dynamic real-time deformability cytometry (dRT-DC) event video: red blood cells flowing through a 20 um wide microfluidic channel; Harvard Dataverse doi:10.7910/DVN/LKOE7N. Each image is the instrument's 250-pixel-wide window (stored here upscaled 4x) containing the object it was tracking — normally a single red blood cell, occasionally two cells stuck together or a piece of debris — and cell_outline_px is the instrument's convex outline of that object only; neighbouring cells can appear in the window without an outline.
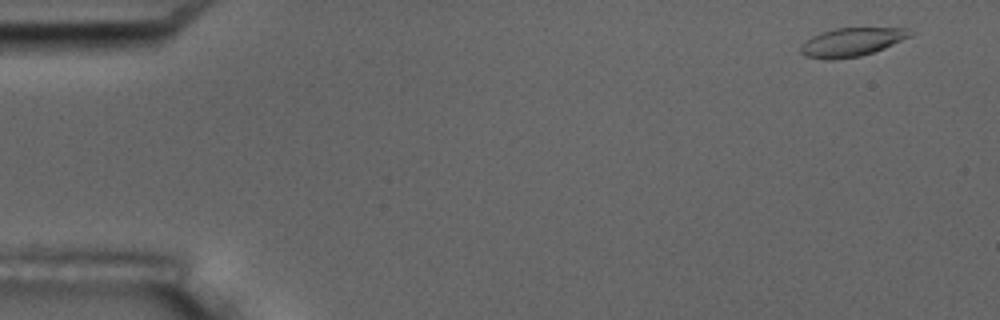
{"species": "common noctule bat (a hibernating species)", "species_latin": "Nyctalus noctula", "temperature_condition": "room temperature", "stored_images_in_passage": 6, "camera_frame_rate_fps": 3000, "um_per_image_px": 0.085, "animal": {"sex": "male", "body_mass_g": 17.5, "forearm_length_mm": 52.3}, "frame": {"image": 1, "passage_image": 1, "time_ms": 0.0, "image_size_px": [1000, 320], "cell_outline_px": [[916, 32], [912, 36], [884, 48], [860, 56], [832, 60], [804, 56], [800, 52], [800, 48], [812, 36], [820, 32], [836, 28], [908, 28]], "centroid_in_image_um": [72.44, 3.57], "position_along_channel_um": 12.6, "area_um2": 18.15}}
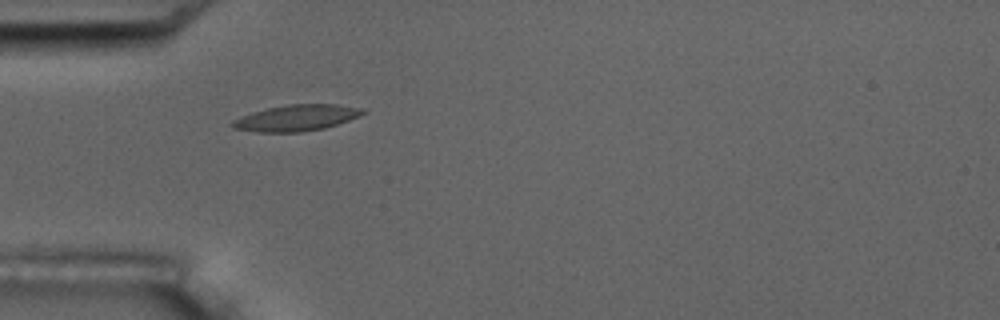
{"frame": {"image": 2, "passage_image": 5, "time_ms": 4.667, "image_size_px": [1000, 320], "cell_outline_px": [[368, 112], [360, 116], [324, 128], [300, 132], [256, 132], [232, 128], [228, 124], [232, 120], [240, 116], [252, 112], [268, 108], [288, 104], [336, 104], [364, 108]], "centroid_in_image_um": [25.17, 10.02], "position_along_channel_um": 59.8, "area_um2": 20.06}}